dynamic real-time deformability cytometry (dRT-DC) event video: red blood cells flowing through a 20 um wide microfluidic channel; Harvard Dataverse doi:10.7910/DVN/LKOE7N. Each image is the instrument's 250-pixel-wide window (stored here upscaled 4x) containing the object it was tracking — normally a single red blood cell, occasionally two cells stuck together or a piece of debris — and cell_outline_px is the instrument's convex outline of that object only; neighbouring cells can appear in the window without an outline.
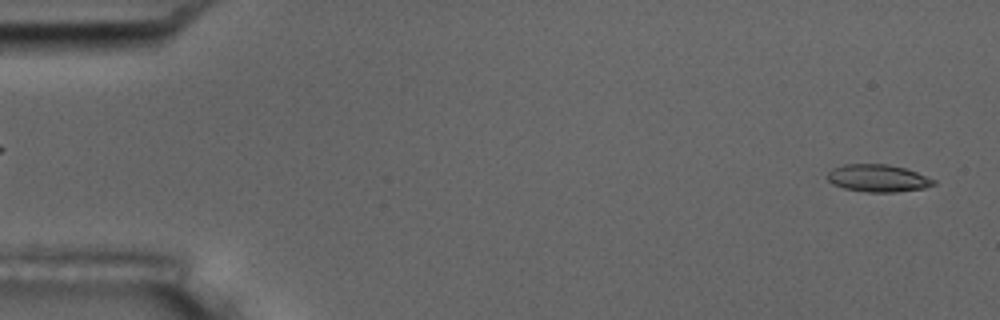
{"species": "common noctule bat (a hibernating species)", "species_latin": "Nyctalus noctula", "temperature_condition": "room temperature", "stored_images_in_passage": 5, "segment_of_instrument_passage": [2, 2], "camera_frame_rate_fps": 3000, "um_per_image_px": 0.085, "animal": {"sex": "male", "body_mass_g": 17.5, "forearm_length_mm": 52.3}, "frame": {"image": 1, "passage_image": 5, "time_ms": 5.667, "image_size_px": [1000, 320], "cell_outline_px": [[936, 184], [924, 188], [896, 192], [868, 192], [844, 188], [832, 184], [824, 176], [832, 168], [844, 164], [888, 164], [904, 168], [916, 172], [936, 180]], "centroid_in_image_um": [74.59, 15.14], "position_along_channel_um": 10.4, "area_um2": 17.05}}